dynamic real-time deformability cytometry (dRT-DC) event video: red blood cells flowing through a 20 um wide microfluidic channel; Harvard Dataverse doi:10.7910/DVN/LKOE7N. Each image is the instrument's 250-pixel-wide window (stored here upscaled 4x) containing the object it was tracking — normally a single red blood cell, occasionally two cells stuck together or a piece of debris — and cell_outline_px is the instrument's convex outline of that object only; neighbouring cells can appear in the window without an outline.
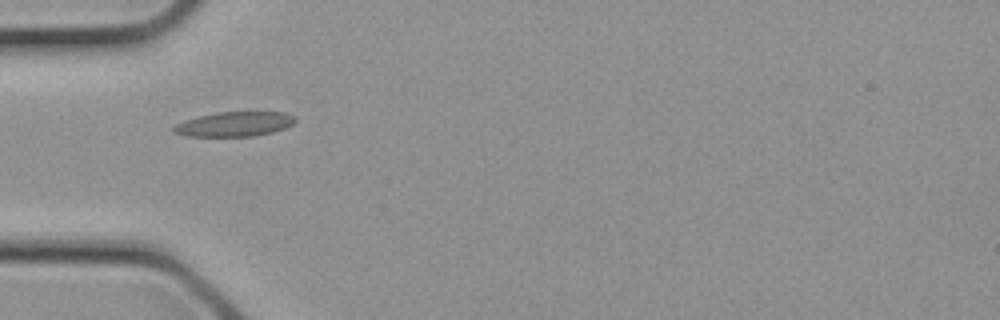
{"species": "common noctule bat (a hibernating species)", "species_latin": "Nyctalus noctula", "temperature_condition": "cold", "stored_images_in_passage": 2, "camera_frame_rate_fps": 3000, "um_per_image_px": 0.085, "animal": {"sex": "female", "body_mass_g": 21.9}, "frame": {"image": 1, "passage_image": 2, "time_ms": 0.333, "image_size_px": [1000, 320], "cell_outline_px": [[296, 120], [292, 124], [284, 128], [272, 132], [252, 136], [188, 136], [172, 132], [172, 128], [176, 124], [184, 120], [216, 112], [284, 112], [296, 116]], "centroid_in_image_um": [19.92, 10.54], "position_along_channel_um": 65.1, "area_um2": 17.4}}